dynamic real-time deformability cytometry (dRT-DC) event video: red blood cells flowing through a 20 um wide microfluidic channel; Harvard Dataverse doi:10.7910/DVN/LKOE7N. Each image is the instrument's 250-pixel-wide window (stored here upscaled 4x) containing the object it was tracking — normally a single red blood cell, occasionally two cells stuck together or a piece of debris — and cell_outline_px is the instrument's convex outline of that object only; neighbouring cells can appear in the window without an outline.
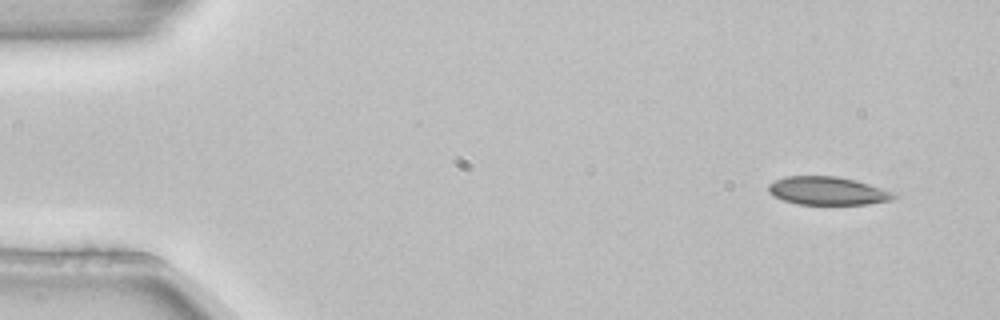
{"species": "common noctule bat (a hibernating species)", "species_latin": "Nyctalus noctula", "temperature_condition": "room temperature", "stored_images_in_passage": 3, "camera_frame_rate_fps": 3000, "um_per_image_px": 0.085, "animal": {"sex": "female", "body_mass_g": 22.7, "forearm_length_mm": 54.2}, "frame": {"image": 1, "passage_image": 1, "time_ms": 0.0, "image_size_px": [1000, 320], "cell_outline_px": [[896, 196], [892, 200], [868, 204], [796, 204], [784, 200], [768, 192], [768, 184], [784, 176], [836, 176], [856, 180], [896, 192]], "centroid_in_image_um": [70.37, 16.21], "position_along_channel_um": 14.6, "area_um2": 20.63}}
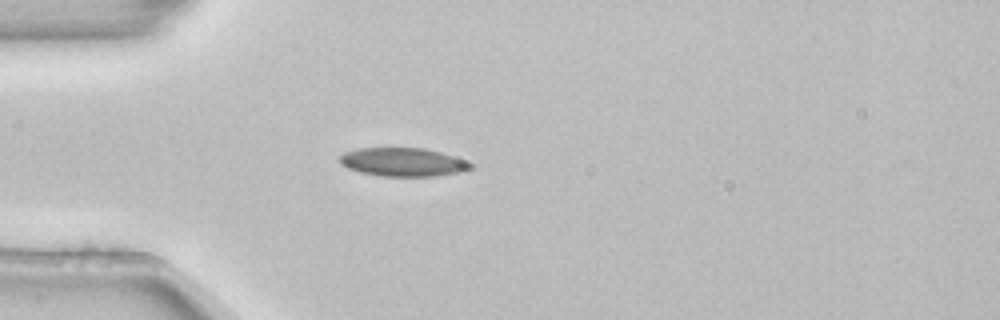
{"frame": {"image": 2, "passage_image": 3, "time_ms": 0.667, "image_size_px": [1000, 320], "cell_outline_px": [[476, 164], [472, 168], [460, 172], [436, 176], [384, 176], [360, 172], [348, 168], [340, 164], [340, 156], [344, 152], [360, 148], [424, 148], [440, 152]], "centroid_in_image_um": [34.26, 13.78], "position_along_channel_um": 50.7, "area_um2": 21.68}}